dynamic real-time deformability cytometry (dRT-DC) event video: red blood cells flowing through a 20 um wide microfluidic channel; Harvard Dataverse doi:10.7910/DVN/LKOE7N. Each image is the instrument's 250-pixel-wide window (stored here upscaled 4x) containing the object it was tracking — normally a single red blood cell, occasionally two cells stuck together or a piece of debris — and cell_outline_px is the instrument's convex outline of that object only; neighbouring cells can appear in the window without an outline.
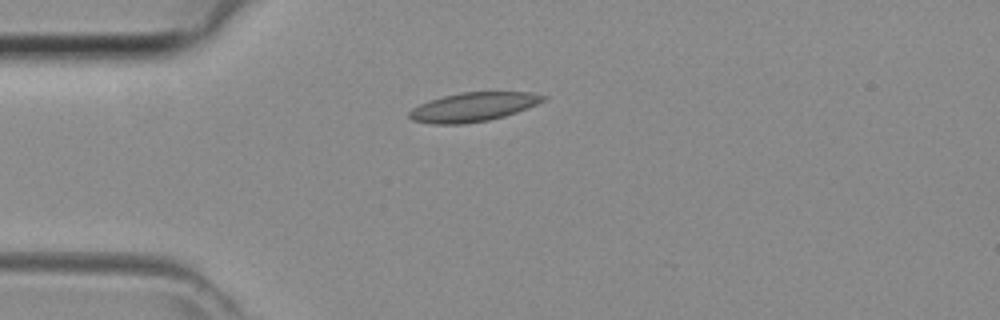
{"species": "common noctule bat (a hibernating species)", "species_latin": "Nyctalus noctula", "temperature_condition": "room temperature", "stored_images_in_passage": 34, "camera_frame_rate_fps": 3000, "um_per_image_px": 0.085, "animal": {"sex": "female", "body_mass_g": 29.2, "forearm_length_mm": 56.3}, "frame": {"image": 1, "passage_image": 1, "time_ms": 0.0, "image_size_px": [1000, 320], "cell_outline_px": [[548, 96], [544, 100], [536, 104], [516, 112], [504, 116], [488, 120], [464, 124], [432, 124], [412, 120], [408, 116], [408, 112], [412, 108], [428, 100], [460, 92], [532, 92]], "centroid_in_image_um": [40.19, 9.09], "position_along_channel_um": 44.8, "area_um2": 22.6}}
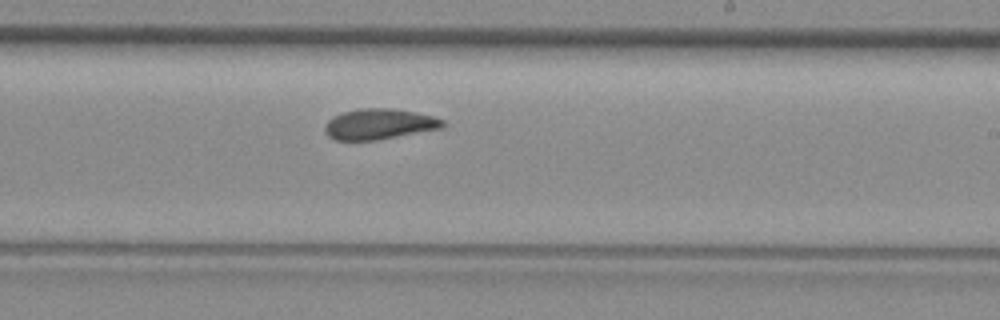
{"frame": {"image": 2, "passage_image": 16, "time_ms": 5.0, "image_size_px": [1000, 320], "cell_outline_px": [[448, 124], [444, 128], [376, 140], [336, 140], [328, 136], [324, 132], [324, 124], [332, 116], [344, 112], [360, 108], [392, 108], [416, 112], [436, 116], [444, 120]], "centroid_in_image_um": [32.27, 10.54], "position_along_channel_um": 256.7, "area_um2": 21.39}}
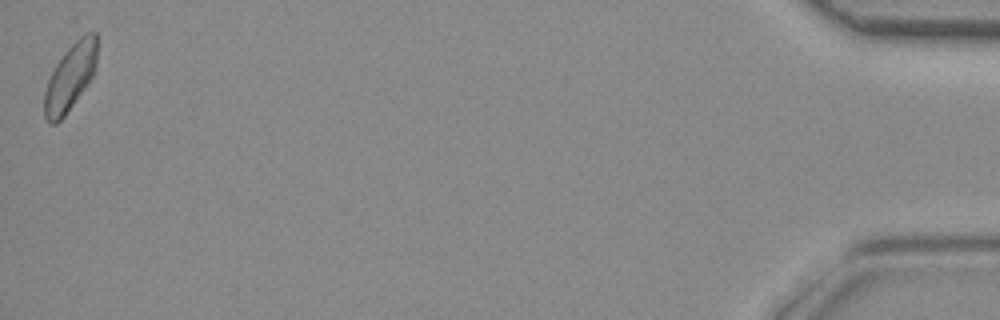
{"frame": {"image": 3, "passage_image": 34, "time_ms": 11.0, "image_size_px": [1000, 320], "cell_outline_px": [[96, 68], [88, 84], [64, 116], [56, 124], [48, 124], [44, 116], [44, 92], [48, 80], [56, 64], [64, 52], [80, 36], [88, 32], [96, 32]], "centroid_in_image_um": [5.95, 6.58], "position_along_channel_um": 429.2, "area_um2": 20.4}}